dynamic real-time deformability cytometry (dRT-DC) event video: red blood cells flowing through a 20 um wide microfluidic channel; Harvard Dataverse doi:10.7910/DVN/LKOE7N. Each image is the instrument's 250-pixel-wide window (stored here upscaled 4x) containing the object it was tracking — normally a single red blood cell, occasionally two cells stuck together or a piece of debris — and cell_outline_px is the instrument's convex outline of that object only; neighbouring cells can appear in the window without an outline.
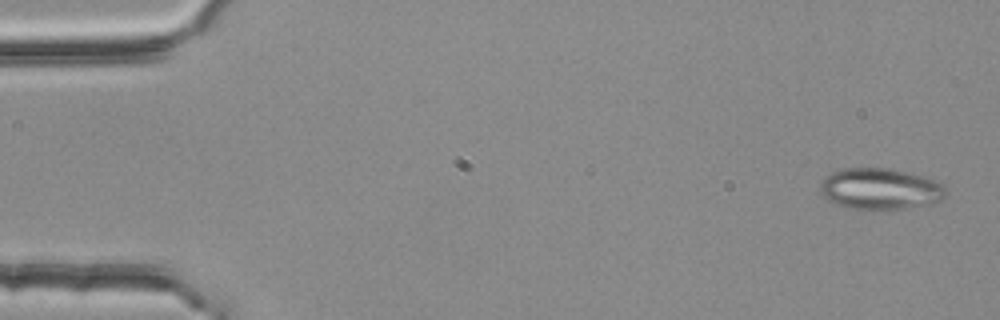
{"species": "common noctule bat (a hibernating species)", "species_latin": "Nyctalus noctula", "temperature_condition": "room temperature", "stored_images_in_passage": 4, "camera_frame_rate_fps": 3000, "um_per_image_px": 0.085, "animal": {"sex": "female", "body_mass_g": 25.1}, "frame": {"image": 1, "passage_image": 1, "time_ms": 0.0, "image_size_px": [1000, 320], "cell_outline_px": [[948, 192], [940, 200], [932, 204], [904, 208], [852, 208], [836, 204], [828, 200], [820, 192], [820, 184], [832, 172], [840, 168], [892, 168], [920, 176], [932, 180], [940, 184]], "centroid_in_image_um": [74.8, 16.04], "position_along_channel_um": 10.2, "area_um2": 29.65}}